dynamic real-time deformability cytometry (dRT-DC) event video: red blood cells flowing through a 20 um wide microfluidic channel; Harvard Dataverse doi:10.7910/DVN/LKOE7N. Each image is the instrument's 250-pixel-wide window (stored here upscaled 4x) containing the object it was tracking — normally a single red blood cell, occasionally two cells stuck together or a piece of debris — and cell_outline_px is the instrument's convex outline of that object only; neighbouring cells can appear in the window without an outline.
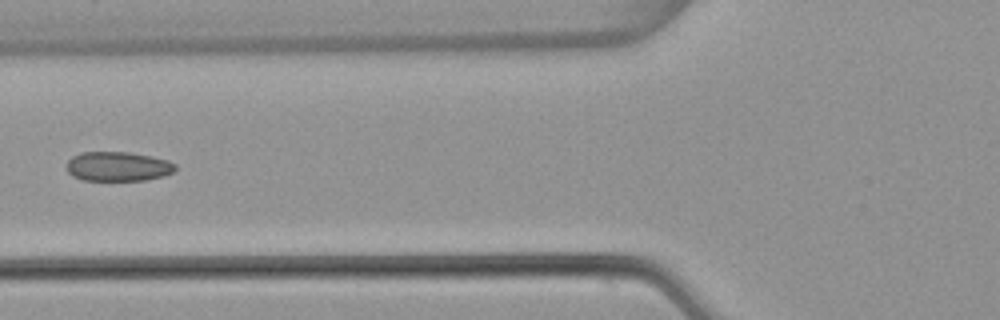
{"species": "common noctule bat (a hibernating species)", "species_latin": "Nyctalus noctula", "temperature_condition": "warm", "stored_images_in_passage": 5, "camera_frame_rate_fps": 3000, "um_per_image_px": 0.085, "animal": {"sex": "female", "body_mass_g": 22.7, "forearm_length_mm": 54.2}, "frame": {"image": 1, "passage_image": 5, "time_ms": 1.333, "image_size_px": [1000, 320], "cell_outline_px": [[176, 168], [172, 172], [164, 176], [148, 180], [84, 180], [72, 176], [64, 168], [64, 164], [72, 156], [80, 152], [128, 152], [152, 156], [168, 160], [176, 164]], "centroid_in_image_um": [9.99, 14.14], "position_along_channel_um": 115.8, "area_um2": 18.96}}